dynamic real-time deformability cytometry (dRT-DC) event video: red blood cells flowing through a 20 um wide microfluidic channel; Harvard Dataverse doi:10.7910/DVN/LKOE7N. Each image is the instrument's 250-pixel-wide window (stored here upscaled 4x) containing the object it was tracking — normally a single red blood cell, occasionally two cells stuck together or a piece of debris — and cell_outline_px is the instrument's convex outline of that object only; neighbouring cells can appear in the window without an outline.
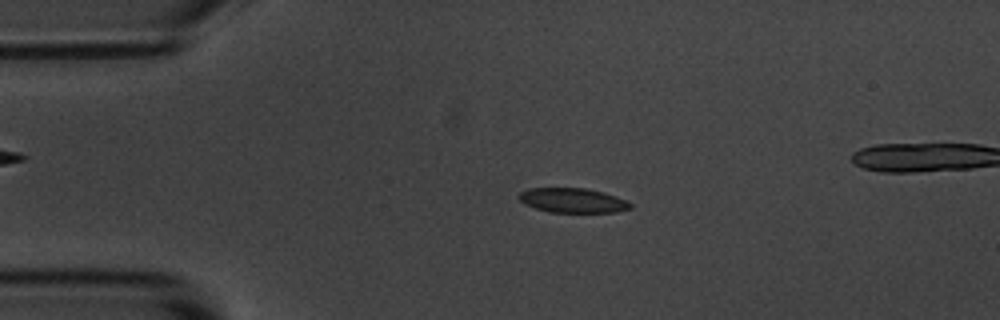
{"species": "common noctule bat (a hibernating species)", "species_latin": "Nyctalus noctula", "temperature_condition": "room temperature", "stored_images_in_passage": 6, "segment_of_instrument_passage": [1, 2], "camera_frame_rate_fps": 3000, "um_per_image_px": 0.085, "animal": {"sex": "male", "body_mass_g": 20.1, "forearm_length_mm": 53.5}, "frame": {"image": 1, "passage_image": 4, "time_ms": 3.667, "image_size_px": [1000, 320], "cell_outline_px": [[632, 208], [616, 212], [548, 212], [524, 204], [516, 196], [520, 192], [528, 188], [588, 188], [604, 192], [624, 200], [632, 204]], "centroid_in_image_um": [48.64, 17.03], "position_along_channel_um": 36.4, "area_um2": 16.01}}